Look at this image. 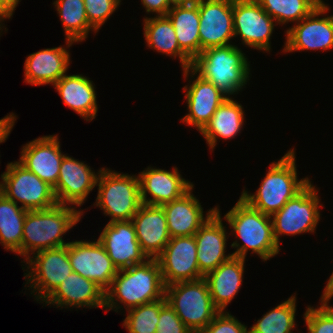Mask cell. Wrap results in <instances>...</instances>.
Listing matches in <instances>:
<instances>
[{"mask_svg": "<svg viewBox=\"0 0 333 333\" xmlns=\"http://www.w3.org/2000/svg\"><path fill=\"white\" fill-rule=\"evenodd\" d=\"M165 287L157 259H147L142 264L118 270L105 292L104 309L118 312V309L126 307L128 311L160 300L165 297Z\"/></svg>", "mask_w": 333, "mask_h": 333, "instance_id": "cell-1", "label": "cell"}, {"mask_svg": "<svg viewBox=\"0 0 333 333\" xmlns=\"http://www.w3.org/2000/svg\"><path fill=\"white\" fill-rule=\"evenodd\" d=\"M235 237L241 239L242 244L235 240L232 248H237L232 255L245 259L248 250L256 253L263 261L273 258L279 253L270 215L263 214L251 207L239 197L237 203L224 215Z\"/></svg>", "mask_w": 333, "mask_h": 333, "instance_id": "cell-2", "label": "cell"}, {"mask_svg": "<svg viewBox=\"0 0 333 333\" xmlns=\"http://www.w3.org/2000/svg\"><path fill=\"white\" fill-rule=\"evenodd\" d=\"M82 215L83 210L63 204L48 209L27 211L22 237L24 259L40 250L66 246L69 242H64L62 235L76 225Z\"/></svg>", "mask_w": 333, "mask_h": 333, "instance_id": "cell-3", "label": "cell"}, {"mask_svg": "<svg viewBox=\"0 0 333 333\" xmlns=\"http://www.w3.org/2000/svg\"><path fill=\"white\" fill-rule=\"evenodd\" d=\"M295 149H290L277 162H272L256 193L243 190L241 198L263 214L272 216L309 182L308 177L298 180Z\"/></svg>", "mask_w": 333, "mask_h": 333, "instance_id": "cell-4", "label": "cell"}, {"mask_svg": "<svg viewBox=\"0 0 333 333\" xmlns=\"http://www.w3.org/2000/svg\"><path fill=\"white\" fill-rule=\"evenodd\" d=\"M242 52L233 44L207 48L192 61L190 68L230 98L249 81L250 64Z\"/></svg>", "mask_w": 333, "mask_h": 333, "instance_id": "cell-5", "label": "cell"}, {"mask_svg": "<svg viewBox=\"0 0 333 333\" xmlns=\"http://www.w3.org/2000/svg\"><path fill=\"white\" fill-rule=\"evenodd\" d=\"M98 194L94 206L113 221L132 220L142 205L139 178L101 168L97 179Z\"/></svg>", "mask_w": 333, "mask_h": 333, "instance_id": "cell-6", "label": "cell"}, {"mask_svg": "<svg viewBox=\"0 0 333 333\" xmlns=\"http://www.w3.org/2000/svg\"><path fill=\"white\" fill-rule=\"evenodd\" d=\"M165 297L193 333H201L220 312L213 304L204 278L169 284L165 287Z\"/></svg>", "mask_w": 333, "mask_h": 333, "instance_id": "cell-7", "label": "cell"}, {"mask_svg": "<svg viewBox=\"0 0 333 333\" xmlns=\"http://www.w3.org/2000/svg\"><path fill=\"white\" fill-rule=\"evenodd\" d=\"M0 192L27 211L48 209L58 204L54 188L18 161L7 164L1 174Z\"/></svg>", "mask_w": 333, "mask_h": 333, "instance_id": "cell-8", "label": "cell"}, {"mask_svg": "<svg viewBox=\"0 0 333 333\" xmlns=\"http://www.w3.org/2000/svg\"><path fill=\"white\" fill-rule=\"evenodd\" d=\"M311 181L293 198H291L271 218L274 237L280 245V236H295L301 233H314L320 220V200L318 191Z\"/></svg>", "mask_w": 333, "mask_h": 333, "instance_id": "cell-9", "label": "cell"}, {"mask_svg": "<svg viewBox=\"0 0 333 333\" xmlns=\"http://www.w3.org/2000/svg\"><path fill=\"white\" fill-rule=\"evenodd\" d=\"M27 266L24 274L26 284L30 283L31 294L36 301H43L70 275L72 267L68 258L66 246L44 249L23 260ZM30 269V271H28ZM27 279V280H26ZM36 293V294H35ZM38 293V294H37Z\"/></svg>", "mask_w": 333, "mask_h": 333, "instance_id": "cell-10", "label": "cell"}, {"mask_svg": "<svg viewBox=\"0 0 333 333\" xmlns=\"http://www.w3.org/2000/svg\"><path fill=\"white\" fill-rule=\"evenodd\" d=\"M325 2L286 31L283 52L330 50L333 48V15L319 18L329 11ZM317 17V18H316Z\"/></svg>", "mask_w": 333, "mask_h": 333, "instance_id": "cell-11", "label": "cell"}, {"mask_svg": "<svg viewBox=\"0 0 333 333\" xmlns=\"http://www.w3.org/2000/svg\"><path fill=\"white\" fill-rule=\"evenodd\" d=\"M274 21L256 0H233L234 37L244 45L270 53Z\"/></svg>", "mask_w": 333, "mask_h": 333, "instance_id": "cell-12", "label": "cell"}, {"mask_svg": "<svg viewBox=\"0 0 333 333\" xmlns=\"http://www.w3.org/2000/svg\"><path fill=\"white\" fill-rule=\"evenodd\" d=\"M68 258L73 272L92 280L104 292L110 288L118 272L98 239L69 242Z\"/></svg>", "mask_w": 333, "mask_h": 333, "instance_id": "cell-13", "label": "cell"}, {"mask_svg": "<svg viewBox=\"0 0 333 333\" xmlns=\"http://www.w3.org/2000/svg\"><path fill=\"white\" fill-rule=\"evenodd\" d=\"M156 259L160 265L165 286L204 278L197 262L194 235L170 238Z\"/></svg>", "mask_w": 333, "mask_h": 333, "instance_id": "cell-14", "label": "cell"}, {"mask_svg": "<svg viewBox=\"0 0 333 333\" xmlns=\"http://www.w3.org/2000/svg\"><path fill=\"white\" fill-rule=\"evenodd\" d=\"M201 52L231 44L234 37L233 0H197Z\"/></svg>", "mask_w": 333, "mask_h": 333, "instance_id": "cell-15", "label": "cell"}, {"mask_svg": "<svg viewBox=\"0 0 333 333\" xmlns=\"http://www.w3.org/2000/svg\"><path fill=\"white\" fill-rule=\"evenodd\" d=\"M98 240L118 270L148 259L140 248L132 220L108 222Z\"/></svg>", "mask_w": 333, "mask_h": 333, "instance_id": "cell-16", "label": "cell"}, {"mask_svg": "<svg viewBox=\"0 0 333 333\" xmlns=\"http://www.w3.org/2000/svg\"><path fill=\"white\" fill-rule=\"evenodd\" d=\"M183 74L185 80L189 74H192L191 78L194 79L189 80V83L192 82L190 85L183 87L189 113L181 121L197 128L200 132L227 97L213 83L196 75L191 68L183 69Z\"/></svg>", "mask_w": 333, "mask_h": 333, "instance_id": "cell-17", "label": "cell"}, {"mask_svg": "<svg viewBox=\"0 0 333 333\" xmlns=\"http://www.w3.org/2000/svg\"><path fill=\"white\" fill-rule=\"evenodd\" d=\"M84 162L65 155L54 193L58 204L77 205L85 203L89 193L95 188L100 170L95 173Z\"/></svg>", "mask_w": 333, "mask_h": 333, "instance_id": "cell-18", "label": "cell"}, {"mask_svg": "<svg viewBox=\"0 0 333 333\" xmlns=\"http://www.w3.org/2000/svg\"><path fill=\"white\" fill-rule=\"evenodd\" d=\"M60 148L57 135L38 137L23 146L18 162L55 188L61 162L66 155L61 152Z\"/></svg>", "mask_w": 333, "mask_h": 333, "instance_id": "cell-19", "label": "cell"}, {"mask_svg": "<svg viewBox=\"0 0 333 333\" xmlns=\"http://www.w3.org/2000/svg\"><path fill=\"white\" fill-rule=\"evenodd\" d=\"M142 204L161 206L185 194L194 184L182 178L178 168L172 171L147 167L138 174ZM147 194L151 197L147 198Z\"/></svg>", "mask_w": 333, "mask_h": 333, "instance_id": "cell-20", "label": "cell"}, {"mask_svg": "<svg viewBox=\"0 0 333 333\" xmlns=\"http://www.w3.org/2000/svg\"><path fill=\"white\" fill-rule=\"evenodd\" d=\"M227 227L223 226L218 206L216 212L194 234L197 248V262L200 272L205 276L233 255L225 254Z\"/></svg>", "mask_w": 333, "mask_h": 333, "instance_id": "cell-21", "label": "cell"}, {"mask_svg": "<svg viewBox=\"0 0 333 333\" xmlns=\"http://www.w3.org/2000/svg\"><path fill=\"white\" fill-rule=\"evenodd\" d=\"M194 185L181 197L161 205L166 215L170 238L192 236L216 212V206L210 208L207 215L192 193Z\"/></svg>", "mask_w": 333, "mask_h": 333, "instance_id": "cell-22", "label": "cell"}, {"mask_svg": "<svg viewBox=\"0 0 333 333\" xmlns=\"http://www.w3.org/2000/svg\"><path fill=\"white\" fill-rule=\"evenodd\" d=\"M132 222L142 252L148 259H156L170 241L164 210L161 206L142 204Z\"/></svg>", "mask_w": 333, "mask_h": 333, "instance_id": "cell-23", "label": "cell"}, {"mask_svg": "<svg viewBox=\"0 0 333 333\" xmlns=\"http://www.w3.org/2000/svg\"><path fill=\"white\" fill-rule=\"evenodd\" d=\"M73 43L66 39V48H47L28 55L24 63L25 82L34 86L54 85L70 66V52L66 49Z\"/></svg>", "mask_w": 333, "mask_h": 333, "instance_id": "cell-24", "label": "cell"}, {"mask_svg": "<svg viewBox=\"0 0 333 333\" xmlns=\"http://www.w3.org/2000/svg\"><path fill=\"white\" fill-rule=\"evenodd\" d=\"M56 308H105V292L92 280L71 272L68 277L43 301Z\"/></svg>", "mask_w": 333, "mask_h": 333, "instance_id": "cell-25", "label": "cell"}, {"mask_svg": "<svg viewBox=\"0 0 333 333\" xmlns=\"http://www.w3.org/2000/svg\"><path fill=\"white\" fill-rule=\"evenodd\" d=\"M244 263L245 259L232 256L204 276L213 304L220 312L225 311L242 285Z\"/></svg>", "mask_w": 333, "mask_h": 333, "instance_id": "cell-26", "label": "cell"}, {"mask_svg": "<svg viewBox=\"0 0 333 333\" xmlns=\"http://www.w3.org/2000/svg\"><path fill=\"white\" fill-rule=\"evenodd\" d=\"M93 81L81 74L61 77L53 86L70 107L86 121H92L97 115L98 105Z\"/></svg>", "mask_w": 333, "mask_h": 333, "instance_id": "cell-27", "label": "cell"}, {"mask_svg": "<svg viewBox=\"0 0 333 333\" xmlns=\"http://www.w3.org/2000/svg\"><path fill=\"white\" fill-rule=\"evenodd\" d=\"M166 16L175 29L180 49L193 61L201 53L198 3H174Z\"/></svg>", "mask_w": 333, "mask_h": 333, "instance_id": "cell-28", "label": "cell"}, {"mask_svg": "<svg viewBox=\"0 0 333 333\" xmlns=\"http://www.w3.org/2000/svg\"><path fill=\"white\" fill-rule=\"evenodd\" d=\"M243 110L242 105L231 97L218 107L211 120L200 131L212 151L218 138L232 139L241 131L245 122Z\"/></svg>", "mask_w": 333, "mask_h": 333, "instance_id": "cell-29", "label": "cell"}, {"mask_svg": "<svg viewBox=\"0 0 333 333\" xmlns=\"http://www.w3.org/2000/svg\"><path fill=\"white\" fill-rule=\"evenodd\" d=\"M143 22L147 47L171 58L179 57L182 70L191 67L192 60L180 49L175 29L167 16L146 17Z\"/></svg>", "mask_w": 333, "mask_h": 333, "instance_id": "cell-30", "label": "cell"}, {"mask_svg": "<svg viewBox=\"0 0 333 333\" xmlns=\"http://www.w3.org/2000/svg\"><path fill=\"white\" fill-rule=\"evenodd\" d=\"M26 214L27 210L0 192V243L8 251L20 256Z\"/></svg>", "mask_w": 333, "mask_h": 333, "instance_id": "cell-31", "label": "cell"}, {"mask_svg": "<svg viewBox=\"0 0 333 333\" xmlns=\"http://www.w3.org/2000/svg\"><path fill=\"white\" fill-rule=\"evenodd\" d=\"M57 13L64 27L65 40L82 42L90 31H97L89 24L83 0H55Z\"/></svg>", "mask_w": 333, "mask_h": 333, "instance_id": "cell-32", "label": "cell"}, {"mask_svg": "<svg viewBox=\"0 0 333 333\" xmlns=\"http://www.w3.org/2000/svg\"><path fill=\"white\" fill-rule=\"evenodd\" d=\"M296 300V295H291L268 311L250 327V333H293L296 327Z\"/></svg>", "mask_w": 333, "mask_h": 333, "instance_id": "cell-33", "label": "cell"}, {"mask_svg": "<svg viewBox=\"0 0 333 333\" xmlns=\"http://www.w3.org/2000/svg\"><path fill=\"white\" fill-rule=\"evenodd\" d=\"M277 24L299 22L318 5L313 0H256Z\"/></svg>", "mask_w": 333, "mask_h": 333, "instance_id": "cell-34", "label": "cell"}, {"mask_svg": "<svg viewBox=\"0 0 333 333\" xmlns=\"http://www.w3.org/2000/svg\"><path fill=\"white\" fill-rule=\"evenodd\" d=\"M167 302L166 297L138 307L129 309L123 320V327L128 333H155L162 306Z\"/></svg>", "mask_w": 333, "mask_h": 333, "instance_id": "cell-35", "label": "cell"}, {"mask_svg": "<svg viewBox=\"0 0 333 333\" xmlns=\"http://www.w3.org/2000/svg\"><path fill=\"white\" fill-rule=\"evenodd\" d=\"M89 24L98 32L117 10L121 0H83Z\"/></svg>", "mask_w": 333, "mask_h": 333, "instance_id": "cell-36", "label": "cell"}, {"mask_svg": "<svg viewBox=\"0 0 333 333\" xmlns=\"http://www.w3.org/2000/svg\"><path fill=\"white\" fill-rule=\"evenodd\" d=\"M201 333H250L247 326L227 311L219 312Z\"/></svg>", "mask_w": 333, "mask_h": 333, "instance_id": "cell-37", "label": "cell"}, {"mask_svg": "<svg viewBox=\"0 0 333 333\" xmlns=\"http://www.w3.org/2000/svg\"><path fill=\"white\" fill-rule=\"evenodd\" d=\"M155 333H193L178 317L174 309L166 302L159 313Z\"/></svg>", "mask_w": 333, "mask_h": 333, "instance_id": "cell-38", "label": "cell"}, {"mask_svg": "<svg viewBox=\"0 0 333 333\" xmlns=\"http://www.w3.org/2000/svg\"><path fill=\"white\" fill-rule=\"evenodd\" d=\"M304 320L308 333H333V318L330 317L320 306L307 307Z\"/></svg>", "mask_w": 333, "mask_h": 333, "instance_id": "cell-39", "label": "cell"}, {"mask_svg": "<svg viewBox=\"0 0 333 333\" xmlns=\"http://www.w3.org/2000/svg\"><path fill=\"white\" fill-rule=\"evenodd\" d=\"M146 13H156V16H166L174 3L172 0H141Z\"/></svg>", "mask_w": 333, "mask_h": 333, "instance_id": "cell-40", "label": "cell"}, {"mask_svg": "<svg viewBox=\"0 0 333 333\" xmlns=\"http://www.w3.org/2000/svg\"><path fill=\"white\" fill-rule=\"evenodd\" d=\"M20 0H0V13L7 19L12 18L13 12Z\"/></svg>", "mask_w": 333, "mask_h": 333, "instance_id": "cell-41", "label": "cell"}, {"mask_svg": "<svg viewBox=\"0 0 333 333\" xmlns=\"http://www.w3.org/2000/svg\"><path fill=\"white\" fill-rule=\"evenodd\" d=\"M333 297L332 294L323 293L321 296V305L320 308L325 311L330 317L333 318V306H330V299Z\"/></svg>", "mask_w": 333, "mask_h": 333, "instance_id": "cell-42", "label": "cell"}, {"mask_svg": "<svg viewBox=\"0 0 333 333\" xmlns=\"http://www.w3.org/2000/svg\"><path fill=\"white\" fill-rule=\"evenodd\" d=\"M15 119H17V117L14 113L6 115L4 118L0 119V128L7 129Z\"/></svg>", "mask_w": 333, "mask_h": 333, "instance_id": "cell-43", "label": "cell"}, {"mask_svg": "<svg viewBox=\"0 0 333 333\" xmlns=\"http://www.w3.org/2000/svg\"><path fill=\"white\" fill-rule=\"evenodd\" d=\"M15 121L16 119L11 123V125L7 128H0V143H3L6 141V139L8 138V136L10 135L13 126L15 125Z\"/></svg>", "mask_w": 333, "mask_h": 333, "instance_id": "cell-44", "label": "cell"}, {"mask_svg": "<svg viewBox=\"0 0 333 333\" xmlns=\"http://www.w3.org/2000/svg\"><path fill=\"white\" fill-rule=\"evenodd\" d=\"M323 293H328L333 295V272L331 276L329 277V280L327 281V284L325 286V289Z\"/></svg>", "mask_w": 333, "mask_h": 333, "instance_id": "cell-45", "label": "cell"}, {"mask_svg": "<svg viewBox=\"0 0 333 333\" xmlns=\"http://www.w3.org/2000/svg\"><path fill=\"white\" fill-rule=\"evenodd\" d=\"M197 0H172L173 3H193Z\"/></svg>", "mask_w": 333, "mask_h": 333, "instance_id": "cell-46", "label": "cell"}, {"mask_svg": "<svg viewBox=\"0 0 333 333\" xmlns=\"http://www.w3.org/2000/svg\"><path fill=\"white\" fill-rule=\"evenodd\" d=\"M5 19H7V18L2 13H0V30H1L0 34L2 33V31L4 29L2 22H4Z\"/></svg>", "mask_w": 333, "mask_h": 333, "instance_id": "cell-47", "label": "cell"}, {"mask_svg": "<svg viewBox=\"0 0 333 333\" xmlns=\"http://www.w3.org/2000/svg\"><path fill=\"white\" fill-rule=\"evenodd\" d=\"M318 6L321 5V2H323V0H313Z\"/></svg>", "mask_w": 333, "mask_h": 333, "instance_id": "cell-48", "label": "cell"}]
</instances>
